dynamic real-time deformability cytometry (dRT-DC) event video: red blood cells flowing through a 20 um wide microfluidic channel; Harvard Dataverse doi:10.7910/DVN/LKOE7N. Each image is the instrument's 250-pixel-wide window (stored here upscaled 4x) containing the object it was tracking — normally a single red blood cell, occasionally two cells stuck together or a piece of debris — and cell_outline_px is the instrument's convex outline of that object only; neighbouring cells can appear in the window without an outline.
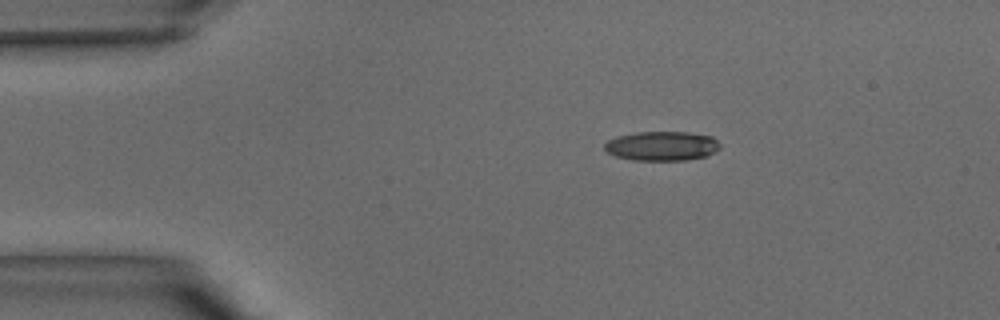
{"species": "common noctule bat (a hibernating species)", "species_latin": "Nyctalus noctula", "temperature_condition": "warm", "stored_images_in_passage": 33, "camera_frame_rate_fps": 3000, "um_per_image_px": 0.085, "animal": {"sex": "male", "body_mass_g": 15.6}, "frame": {"image": 1, "passage_image": 1, "time_ms": 0.0, "image_size_px": [1000, 320], "cell_outline_px": [[720, 148], [704, 156], [684, 160], [632, 160], [616, 156], [608, 152], [604, 148], [604, 144], [608, 140], [616, 136], [636, 132], [688, 132], [712, 136], [720, 144]], "centroid_in_image_um": [56.23, 12.4], "position_along_channel_um": 28.8, "area_um2": 19.65}}
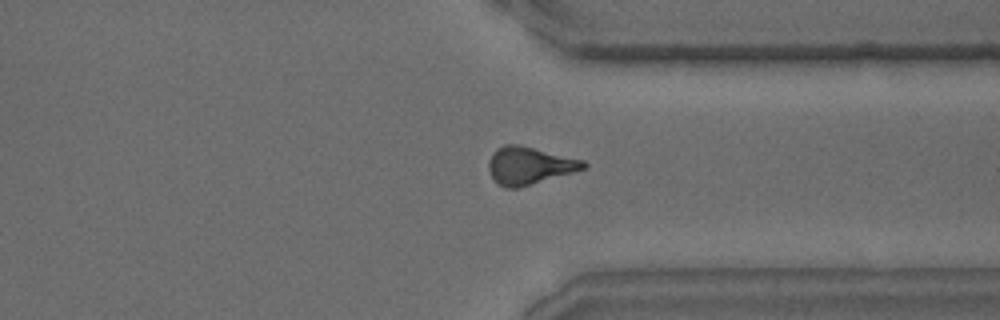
{"frame": {"image": 2, "passage_image": 24, "time_ms": 7.667, "image_size_px": [1000, 320], "cell_outline_px": [[588, 164], [584, 168], [572, 172], [516, 188], [508, 188], [500, 184], [492, 176], [488, 168], [488, 160], [492, 152], [496, 148], [504, 144], [520, 144], [584, 160]], "centroid_in_image_um": [44.96, 14.03], "position_along_channel_um": 366.4, "area_um2": 20.46}}
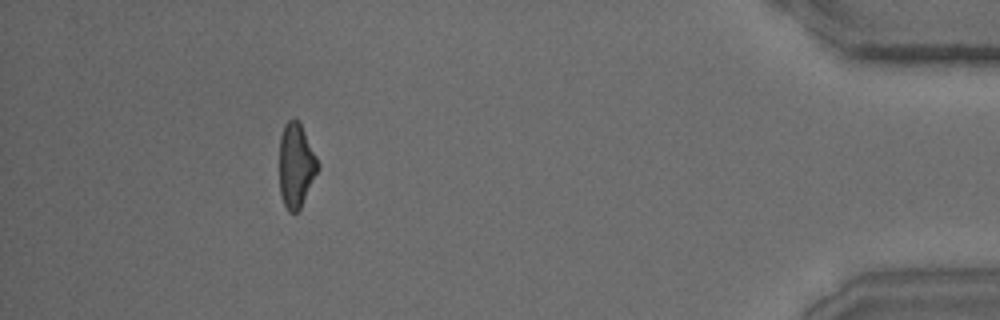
{"frame": {"image": 3, "passage_image": 30, "time_ms": 9.667, "image_size_px": [1000, 320], "cell_outline_px": [[320, 168], [300, 208], [296, 212], [288, 212], [284, 204], [280, 192], [280, 136], [284, 124], [288, 120], [296, 120], [300, 124], [320, 164]], "centroid_in_image_um": [25.17, 14.08], "position_along_channel_um": 410.0, "area_um2": 18.67}}